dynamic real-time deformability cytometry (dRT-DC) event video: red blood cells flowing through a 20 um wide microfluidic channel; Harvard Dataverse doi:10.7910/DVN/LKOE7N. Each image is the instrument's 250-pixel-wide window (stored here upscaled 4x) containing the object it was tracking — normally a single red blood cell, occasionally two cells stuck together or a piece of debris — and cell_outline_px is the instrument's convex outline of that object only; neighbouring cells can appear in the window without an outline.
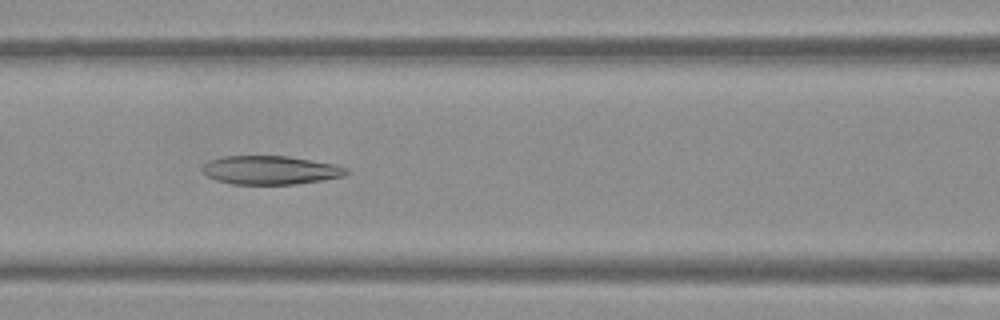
{"species": "Egyptian fruit bat (a non-hibernating species)", "species_latin": "Rousettus aegyptiacus", "temperature_condition": "warm", "stored_images_in_passage": 53, "camera_frame_rate_fps": 3000, "um_per_image_px": 0.085, "frame": {"image": 1, "passage_image": 23, "time_ms": 7.333, "image_size_px": [1000, 320], "cell_outline_px": [[352, 172], [344, 176], [324, 180], [296, 184], [232, 184], [216, 180], [208, 176], [204, 172], [204, 164], [212, 160], [224, 156], [288, 156], [336, 164], [348, 168]], "centroid_in_image_um": [23.08, 14.46], "position_along_channel_um": 143.5, "area_um2": 24.04}}
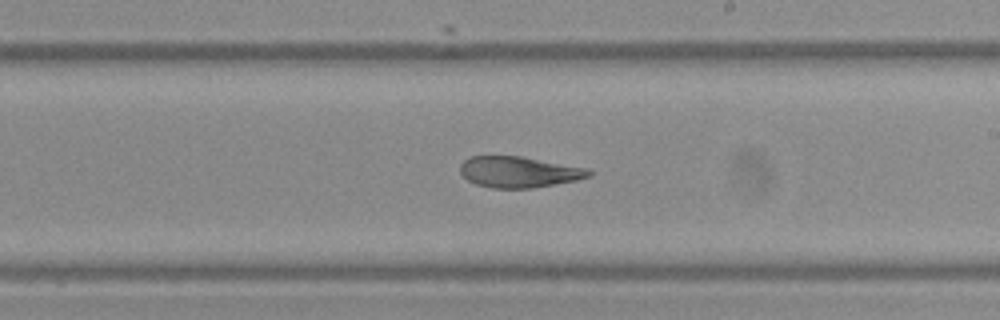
{"frame": {"image": 2, "passage_image": 31, "time_ms": 10.0, "image_size_px": [1000, 320], "cell_outline_px": [[592, 176], [576, 180], [532, 188], [492, 188], [476, 184], [468, 180], [460, 172], [460, 164], [464, 160], [472, 156], [520, 156], [588, 168], [592, 172]], "centroid_in_image_um": [44.11, 14.62], "position_along_channel_um": 244.9, "area_um2": 23.18}}
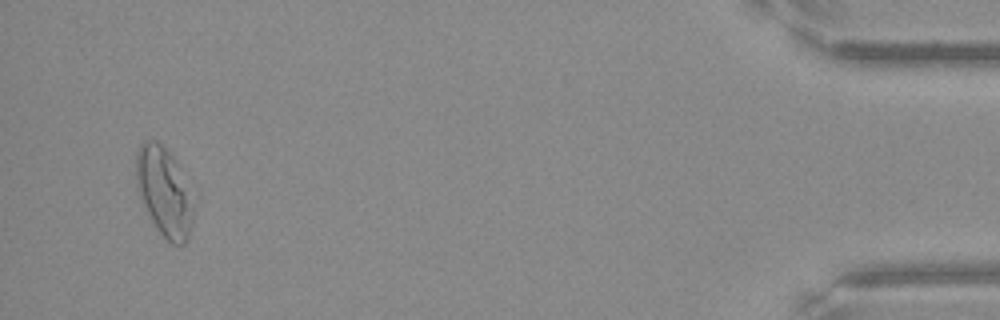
{"frame": {"image": 3, "passage_image": 51, "time_ms": 16.667, "image_size_px": [1000, 320], "cell_outline_px": [[200, 200], [188, 240], [184, 244], [172, 244], [156, 228], [140, 200], [136, 188], [136, 152], [140, 144], [144, 140], [156, 140], [180, 164], [200, 196]], "centroid_in_image_um": [14.09, 16.31], "position_along_channel_um": 421.1, "area_um2": 31.96}, "authors_computed_cell_mechanics": {"area_um2": 26.877, "velocity_mm_per_s": 3.8116, "shape_relaxation_time_tau1_ms": null, "shape_relaxation_time_tau2_ms": 3.4648, "deformation_change_tau1": null, "deformation_change_tau2": 0.1332}}